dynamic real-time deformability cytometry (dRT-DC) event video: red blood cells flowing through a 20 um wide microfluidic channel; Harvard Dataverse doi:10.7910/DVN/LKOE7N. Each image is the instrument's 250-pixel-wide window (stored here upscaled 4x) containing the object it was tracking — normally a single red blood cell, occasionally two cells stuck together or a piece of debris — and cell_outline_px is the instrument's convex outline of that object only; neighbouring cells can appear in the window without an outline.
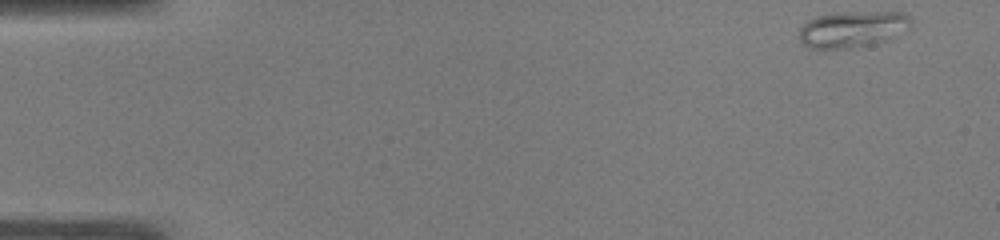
{"species": "common noctule bat (a hibernating species)", "species_latin": "Nyctalus noctula", "temperature_condition": "warm", "stored_images_in_passage": 48, "camera_frame_rate_fps": 3000, "um_per_image_px": 0.085, "animal": {"sex": "male", "body_mass_g": 19.0, "forearm_length_mm": 50.8}, "frame": {"image": 1, "passage_image": 1, "time_ms": 0.0, "image_size_px": [1000, 240], "cell_outline_px": [[912, 28], [888, 40], [872, 44], [848, 48], [812, 48], [804, 44], [800, 40], [800, 28], [808, 20], [816, 16], [844, 12], [900, 12], [908, 16], [912, 20]], "centroid_in_image_um": [72.52, 2.47], "position_along_channel_um": 12.5, "area_um2": 23.64}}
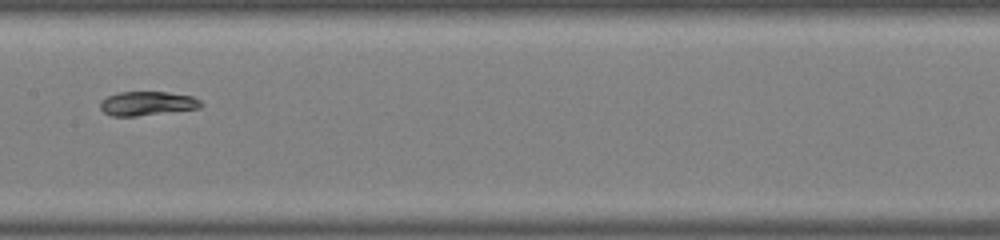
{"frame": {"image": 2, "passage_image": 24, "time_ms": 7.667, "image_size_px": [1000, 240], "cell_outline_px": [[204, 104], [200, 108], [136, 116], [112, 116], [104, 112], [100, 108], [100, 100], [108, 96], [120, 92], [168, 92], [192, 96], [200, 100]], "centroid_in_image_um": [12.52, 8.79], "position_along_channel_um": 194.9, "area_um2": 14.1}}
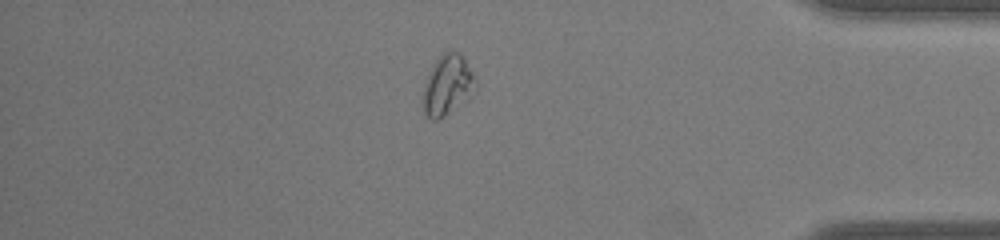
{"frame": {"image": 3, "passage_image": 41, "time_ms": 13.333, "image_size_px": [1000, 240], "cell_outline_px": [[476, 88], [472, 96], [444, 116], [436, 120], [432, 120], [424, 112], [420, 100], [432, 64], [444, 52], [456, 52], [464, 60], [472, 72], [476, 80]], "centroid_in_image_um": [38.02, 7.28], "position_along_channel_um": 397.2, "area_um2": 18.26}, "authors_computed_cell_mechanics": {"area_um2": 15.8372, "velocity_mm_per_s": 4.0692, "shape_relaxation_time_tau1_ms": 7.9988, "shape_relaxation_time_tau2_ms": 1.3292, "deformation_change_tau1": 0.2604, "deformation_change_tau2": 0.0601}}